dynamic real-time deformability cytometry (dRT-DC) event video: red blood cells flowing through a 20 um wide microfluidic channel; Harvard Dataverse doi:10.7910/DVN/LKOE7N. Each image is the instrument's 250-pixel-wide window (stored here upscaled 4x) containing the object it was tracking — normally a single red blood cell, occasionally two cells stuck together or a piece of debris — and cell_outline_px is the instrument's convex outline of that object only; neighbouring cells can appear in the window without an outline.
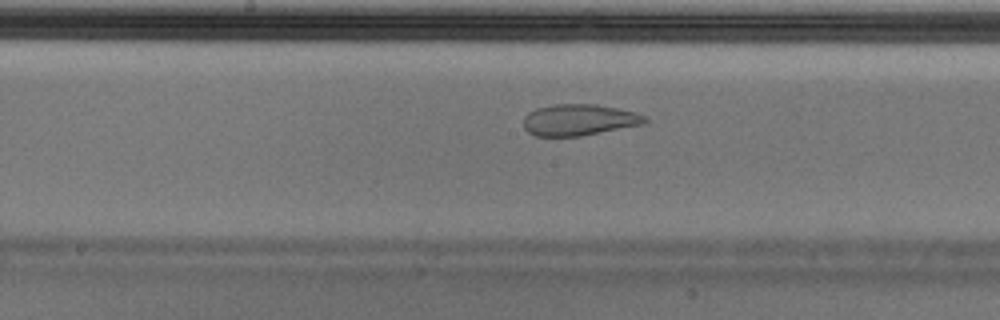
{"species": "Egyptian fruit bat (a non-hibernating species)", "species_latin": "Rousettus aegyptiacus", "temperature_condition": "cold", "stored_images_in_passage": 21, "camera_frame_rate_fps": 3000, "um_per_image_px": 0.085, "animal": {"sex": "male"}, "frame": {"image": 1, "passage_image": 15, "time_ms": 4.667, "image_size_px": [1000, 320], "cell_outline_px": [[648, 120], [644, 124], [580, 136], [536, 136], [528, 132], [524, 128], [524, 116], [528, 112], [536, 108], [552, 104], [596, 104], [636, 112], [648, 116]], "centroid_in_image_um": [49.22, 10.18], "position_along_channel_um": 199.0, "area_um2": 22.31}}